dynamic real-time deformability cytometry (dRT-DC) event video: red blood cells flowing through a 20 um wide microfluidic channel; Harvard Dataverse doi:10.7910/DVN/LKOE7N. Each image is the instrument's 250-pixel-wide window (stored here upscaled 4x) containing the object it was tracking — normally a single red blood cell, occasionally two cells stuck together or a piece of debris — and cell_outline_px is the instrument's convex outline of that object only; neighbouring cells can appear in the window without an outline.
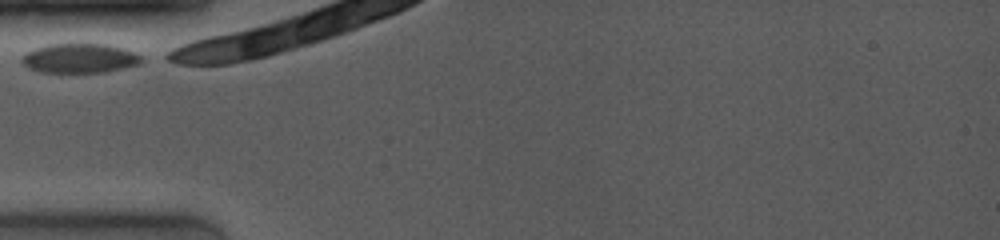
{"species": "common noctule bat (a hibernating species)", "species_latin": "Nyctalus noctula", "temperature_condition": "room temperature", "stored_images_in_passage": 5, "camera_frame_rate_fps": 4000, "um_per_image_px": 0.085, "animal": {"sex": "female", "body_mass_g": 19.0, "forearm_length_mm": 53.3}, "frame": {"image": 1, "passage_image": 1, "time_ms": 0.0, "image_size_px": [1000, 240], "cell_outline_px": [[144, 60], [140, 64], [104, 72], [40, 72], [28, 68], [20, 60], [20, 56], [24, 52], [32, 48], [48, 44], [108, 44], [124, 48], [144, 56]], "centroid_in_image_um": [6.75, 4.94], "position_along_channel_um": 78.2, "area_um2": 20.87}}